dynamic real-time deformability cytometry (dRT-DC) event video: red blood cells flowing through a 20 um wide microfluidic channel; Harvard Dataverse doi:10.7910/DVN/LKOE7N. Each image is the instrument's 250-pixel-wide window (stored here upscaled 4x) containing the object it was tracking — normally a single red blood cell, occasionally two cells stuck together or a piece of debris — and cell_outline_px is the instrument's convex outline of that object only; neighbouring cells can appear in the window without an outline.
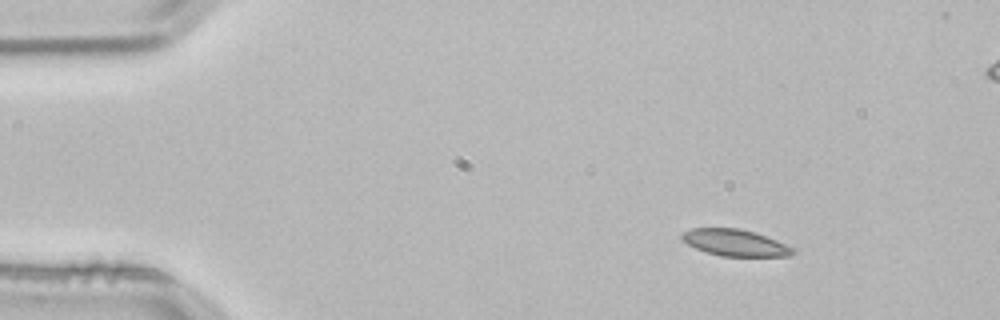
{"species": "common noctule bat (a hibernating species)", "species_latin": "Nyctalus noctula", "temperature_condition": "room temperature", "stored_images_in_passage": 3, "camera_frame_rate_fps": 3000, "um_per_image_px": 0.085, "animal": {"sex": "male", "body_mass_g": 21.5, "forearm_length_mm": 52.0}, "frame": {"image": 1, "passage_image": 1, "time_ms": 0.0, "image_size_px": [1000, 320], "cell_outline_px": [[796, 252], [792, 256], [720, 256], [696, 248], [688, 244], [680, 236], [684, 232], [692, 228], [740, 228], [776, 240], [796, 248]], "centroid_in_image_um": [62.53, 20.64], "position_along_channel_um": 22.5, "area_um2": 17.05}}